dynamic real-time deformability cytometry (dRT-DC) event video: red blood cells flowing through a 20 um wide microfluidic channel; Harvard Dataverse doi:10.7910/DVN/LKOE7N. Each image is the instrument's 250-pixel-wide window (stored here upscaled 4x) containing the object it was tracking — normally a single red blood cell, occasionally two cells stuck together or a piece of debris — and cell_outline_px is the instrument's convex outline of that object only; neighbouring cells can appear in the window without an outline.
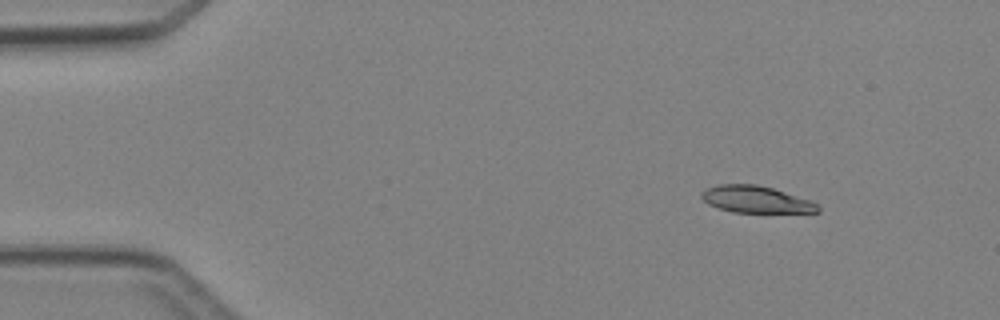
{"species": "Egyptian fruit bat (a non-hibernating species)", "species_latin": "Rousettus aegyptiacus", "temperature_condition": "cold", "stored_images_in_passage": 3, "camera_frame_rate_fps": 3000, "um_per_image_px": 0.085, "animal": {"sex": "female"}, "frame": {"image": 1, "passage_image": 1, "time_ms": 0.0, "image_size_px": [1000, 320], "cell_outline_px": [[820, 212], [732, 212], [708, 204], [700, 196], [700, 192], [708, 188], [720, 184], [756, 184], [772, 188], [820, 204]], "centroid_in_image_um": [64.24, 16.95], "position_along_channel_um": 20.8, "area_um2": 17.98}}